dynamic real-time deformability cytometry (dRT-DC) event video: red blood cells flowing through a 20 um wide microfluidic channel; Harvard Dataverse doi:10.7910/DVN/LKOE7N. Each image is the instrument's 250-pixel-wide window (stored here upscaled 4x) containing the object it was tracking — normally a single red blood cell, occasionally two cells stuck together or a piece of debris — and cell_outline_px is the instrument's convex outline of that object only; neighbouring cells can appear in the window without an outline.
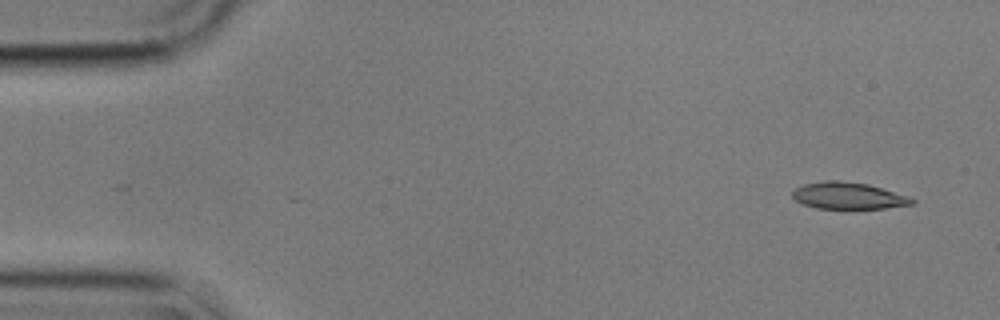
{"species": "common noctule bat (a hibernating species)", "species_latin": "Nyctalus noctula", "temperature_condition": "cold", "stored_images_in_passage": 4, "camera_frame_rate_fps": 3000, "um_per_image_px": 0.085, "animal": {"sex": "male", "body_mass_g": 17.9}, "frame": {"image": 1, "passage_image": 2, "time_ms": 0.333, "image_size_px": [1000, 320], "cell_outline_px": [[916, 204], [884, 208], [816, 208], [804, 204], [796, 200], [792, 196], [792, 192], [796, 188], [804, 184], [824, 180], [840, 180], [868, 184], [908, 196], [916, 200]], "centroid_in_image_um": [72.12, 16.63], "position_along_channel_um": 12.9, "area_um2": 18.55}}